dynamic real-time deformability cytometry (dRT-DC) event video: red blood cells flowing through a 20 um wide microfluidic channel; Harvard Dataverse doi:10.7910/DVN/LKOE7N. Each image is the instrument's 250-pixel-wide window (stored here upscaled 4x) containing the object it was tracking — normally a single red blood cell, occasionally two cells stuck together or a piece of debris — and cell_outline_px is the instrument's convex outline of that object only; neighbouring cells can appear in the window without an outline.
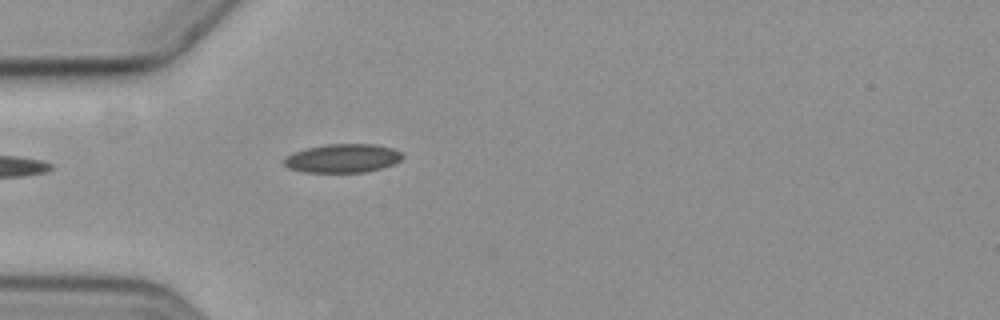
{"species": "common noctule bat (a hibernating species)", "species_latin": "Nyctalus noctula", "temperature_condition": "cold", "stored_images_in_passage": 4, "camera_frame_rate_fps": 3000, "um_per_image_px": 0.085, "animal": {"sex": "female", "body_mass_g": 19.3, "forearm_length_mm": 54.1}, "frame": {"image": 1, "passage_image": 4, "time_ms": 3.667, "image_size_px": [1000, 320], "cell_outline_px": [[404, 156], [396, 164], [364, 172], [304, 172], [288, 168], [284, 164], [284, 156], [292, 152], [304, 148], [324, 144], [376, 144], [392, 148], [400, 152]], "centroid_in_image_um": [29.1, 13.44], "position_along_channel_um": 55.9, "area_um2": 20.0}}